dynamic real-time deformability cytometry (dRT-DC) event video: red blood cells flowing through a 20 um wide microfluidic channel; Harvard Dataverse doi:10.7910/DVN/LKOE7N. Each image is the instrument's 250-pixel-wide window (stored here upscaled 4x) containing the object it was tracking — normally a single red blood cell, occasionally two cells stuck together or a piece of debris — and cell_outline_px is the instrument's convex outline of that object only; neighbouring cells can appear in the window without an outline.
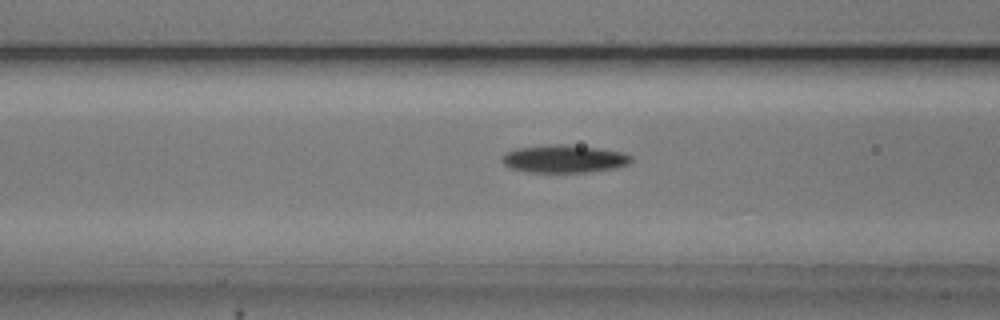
{"species": "common noctule bat (a hibernating species)", "species_latin": "Nyctalus noctula", "temperature_condition": "cold", "stored_images_in_passage": 39, "camera_frame_rate_fps": 3000, "um_per_image_px": 0.085, "animal": {"sex": "male", "body_mass_g": 20.5, "forearm_length_mm": 52.5}, "frame": {"image": 1, "passage_image": 6, "time_ms": 1.667, "image_size_px": [1000, 320], "cell_outline_px": [[632, 160], [628, 164], [616, 168], [584, 172], [528, 172], [512, 168], [504, 164], [500, 160], [504, 152], [516, 148], [548, 144], [568, 144], [624, 152], [632, 156]], "centroid_in_image_um": [47.92, 13.49], "position_along_channel_um": 118.7, "area_um2": 21.04}}
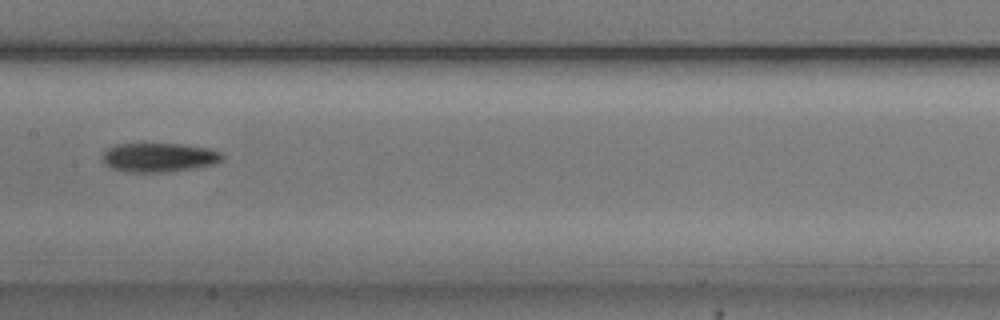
{"frame": {"image": 2, "passage_image": 12, "time_ms": 3.667, "image_size_px": [1000, 320], "cell_outline_px": [[224, 160], [216, 164], [196, 168], [168, 172], [124, 172], [112, 168], [104, 164], [104, 152], [108, 148], [116, 144], [144, 140], [184, 144], [208, 148], [220, 152], [224, 156]], "centroid_in_image_um": [13.52, 13.33], "position_along_channel_um": 193.9, "area_um2": 21.44}}
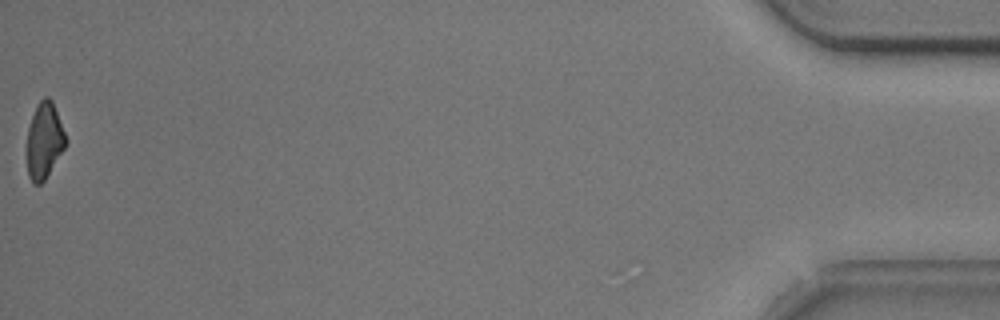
{"frame": {"image": 3, "passage_image": 39, "time_ms": 12.667, "image_size_px": [1000, 320], "cell_outline_px": [[68, 140], [64, 148], [44, 180], [40, 184], [32, 184], [28, 176], [28, 128], [36, 104], [44, 96], [48, 96], [52, 100]], "centroid_in_image_um": [3.77, 11.92], "position_along_channel_um": 431.4, "area_um2": 16.99}, "authors_computed_cell_mechanics": {"area_um2": 19.4786, "velocity_mm_per_s": 3.7428, "shape_relaxation_time_tau1_ms": 1.9538, "shape_relaxation_time_tau2_ms": null, "deformation_change_tau1": 0.1032, "deformation_change_tau2": null}}